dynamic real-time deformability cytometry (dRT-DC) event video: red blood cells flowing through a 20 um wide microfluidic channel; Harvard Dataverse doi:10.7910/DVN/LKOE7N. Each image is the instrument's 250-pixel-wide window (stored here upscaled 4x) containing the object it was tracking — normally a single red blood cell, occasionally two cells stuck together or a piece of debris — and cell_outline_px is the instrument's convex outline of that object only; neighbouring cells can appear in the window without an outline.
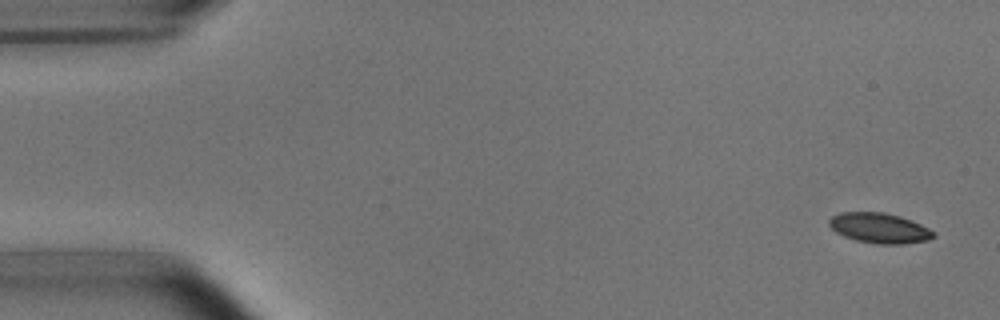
{"species": "common noctule bat (a hibernating species)", "species_latin": "Nyctalus noctula", "temperature_condition": "room temperature", "stored_images_in_passage": 4, "camera_frame_rate_fps": 3000, "um_per_image_px": 0.085, "animal": {"sex": "male", "body_mass_g": 15.6}, "frame": {"image": 1, "passage_image": 1, "time_ms": 0.0, "image_size_px": [1000, 320], "cell_outline_px": [[936, 236], [928, 240], [904, 244], [876, 244], [856, 240], [844, 236], [836, 232], [828, 224], [828, 220], [832, 216], [840, 212], [884, 212], [900, 216], [912, 220], [928, 228]], "centroid_in_image_um": [74.74, 19.38], "position_along_channel_um": 10.3, "area_um2": 18.38}}
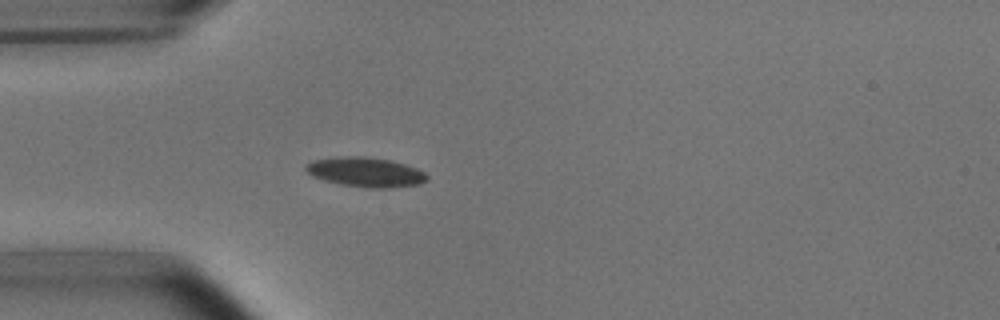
{"frame": {"image": 2, "passage_image": 4, "time_ms": 4.333, "image_size_px": [1000, 320], "cell_outline_px": [[428, 180], [420, 184], [388, 188], [368, 188], [340, 184], [324, 180], [312, 176], [304, 168], [308, 164], [316, 160], [344, 156], [364, 156], [388, 160], [404, 164], [416, 168], [424, 172], [428, 176]], "centroid_in_image_um": [31.11, 14.64], "position_along_channel_um": 53.9, "area_um2": 20.69}}